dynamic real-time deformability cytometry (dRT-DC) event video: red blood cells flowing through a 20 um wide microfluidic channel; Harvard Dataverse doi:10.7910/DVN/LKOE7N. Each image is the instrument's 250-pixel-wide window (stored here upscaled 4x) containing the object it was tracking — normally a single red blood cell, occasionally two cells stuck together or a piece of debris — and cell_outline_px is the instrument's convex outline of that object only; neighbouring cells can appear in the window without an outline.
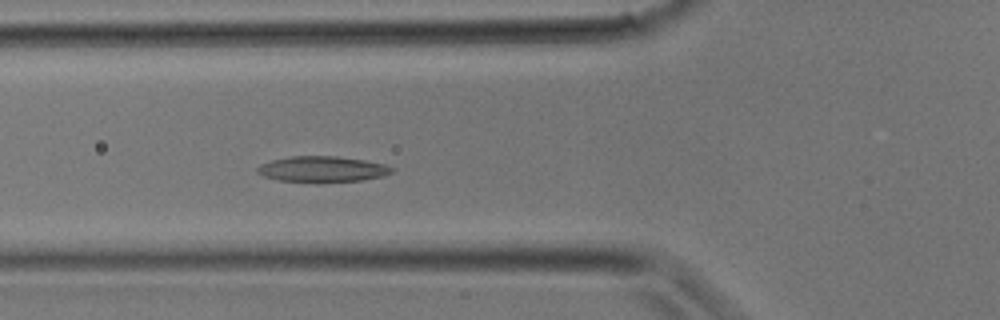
{"species": "common noctule bat (a hibernating species)", "species_latin": "Nyctalus noctula", "temperature_condition": "room temperature", "stored_images_in_passage": 11, "camera_frame_rate_fps": 3000, "um_per_image_px": 0.085, "animal": {"sex": "male", "body_mass_g": 17.9}, "frame": {"image": 1, "passage_image": 11, "time_ms": 3.333, "image_size_px": [1000, 320], "cell_outline_px": [[392, 172], [384, 176], [360, 180], [320, 184], [276, 180], [264, 176], [256, 172], [256, 168], [260, 164], [272, 160], [292, 156], [336, 156], [364, 160], [384, 164], [392, 168]], "centroid_in_image_um": [27.35, 14.4], "position_along_channel_um": 98.4, "area_um2": 20.63}}